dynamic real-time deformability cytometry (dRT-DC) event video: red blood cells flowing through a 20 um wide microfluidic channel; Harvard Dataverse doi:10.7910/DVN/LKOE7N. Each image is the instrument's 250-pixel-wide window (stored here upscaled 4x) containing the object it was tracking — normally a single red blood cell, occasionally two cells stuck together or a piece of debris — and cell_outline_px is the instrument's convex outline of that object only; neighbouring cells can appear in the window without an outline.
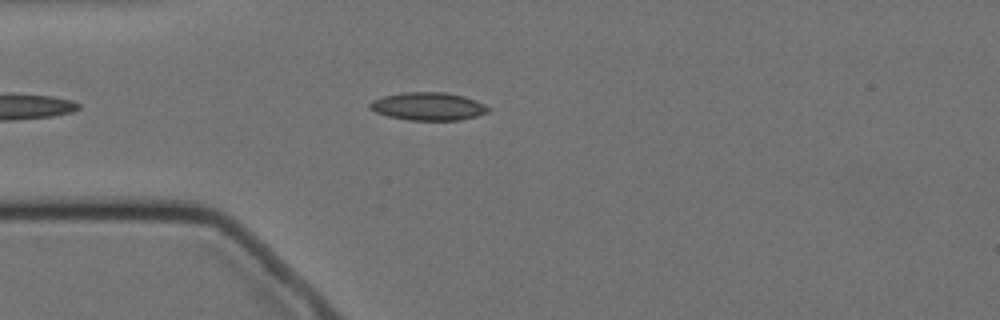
{"species": "Egyptian fruit bat (a non-hibernating species)", "species_latin": "Rousettus aegyptiacus", "temperature_condition": "cold", "stored_images_in_passage": 4, "camera_frame_rate_fps": 3000, "um_per_image_px": 0.085, "animal": {"sex": "female"}, "frame": {"image": 1, "passage_image": 3, "time_ms": 2.333, "image_size_px": [1000, 320], "cell_outline_px": [[492, 108], [488, 112], [476, 116], [460, 120], [408, 120], [388, 116], [376, 112], [368, 108], [368, 104], [372, 100], [384, 96], [404, 92], [444, 92], [464, 96], [476, 100]], "centroid_in_image_um": [36.4, 9.04], "position_along_channel_um": 48.6, "area_um2": 19.36}}